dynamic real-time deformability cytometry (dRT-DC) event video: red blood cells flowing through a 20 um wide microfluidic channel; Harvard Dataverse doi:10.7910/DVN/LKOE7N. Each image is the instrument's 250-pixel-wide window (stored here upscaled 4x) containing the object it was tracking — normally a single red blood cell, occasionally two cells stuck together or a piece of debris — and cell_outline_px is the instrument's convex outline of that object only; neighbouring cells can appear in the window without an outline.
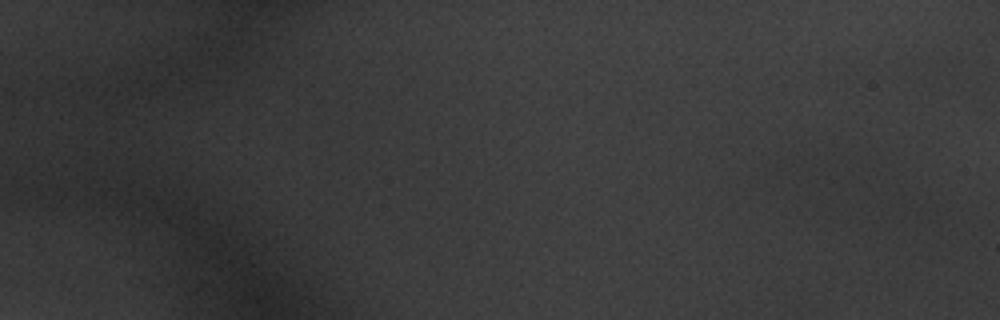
{"species": "common noctule bat (a hibernating species)", "species_latin": "Nyctalus noctula", "temperature_condition": "warm", "stored_images_in_passage": 2, "camera_frame_rate_fps": 3000, "um_per_image_px": 0.085, "animal": {"sex": "male", "body_mass_g": 20.1, "forearm_length_mm": 53.5}, "frame": {"image": 1, "passage_image": 1, "time_ms": 0.0, "image_size_px": [1000, 320], "cell_outline_px": [[924, 220], [916, 224], [888, 220], [880, 216], [860, 200], [848, 168], [848, 160], [860, 160], [920, 204]], "centroid_in_image_um": [75.11, 16.59], "position_along_channel_um": 9.9, "area_um2": 17.46}}